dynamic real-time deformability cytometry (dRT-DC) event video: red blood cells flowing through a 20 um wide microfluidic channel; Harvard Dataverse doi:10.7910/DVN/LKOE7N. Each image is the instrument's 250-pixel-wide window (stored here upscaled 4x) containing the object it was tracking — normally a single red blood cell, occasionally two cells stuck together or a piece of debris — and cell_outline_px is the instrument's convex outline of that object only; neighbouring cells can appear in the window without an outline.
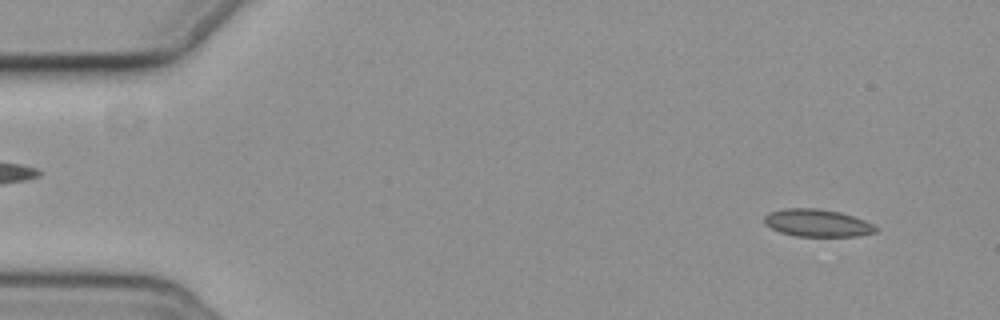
{"species": "common noctule bat (a hibernating species)", "species_latin": "Nyctalus noctula", "temperature_condition": "cold", "stored_images_in_passage": 2, "camera_frame_rate_fps": 3000, "um_per_image_px": 0.085, "animal": {"sex": "female", "body_mass_g": 19.3, "forearm_length_mm": 54.1}, "frame": {"image": 1, "passage_image": 1, "time_ms": 0.0, "image_size_px": [1000, 320], "cell_outline_px": [[880, 228], [876, 232], [856, 236], [796, 236], [780, 232], [764, 224], [764, 216], [768, 212], [784, 208], [816, 208], [840, 212], [864, 220]], "centroid_in_image_um": [69.45, 18.95], "position_along_channel_um": 15.5, "area_um2": 17.86}}